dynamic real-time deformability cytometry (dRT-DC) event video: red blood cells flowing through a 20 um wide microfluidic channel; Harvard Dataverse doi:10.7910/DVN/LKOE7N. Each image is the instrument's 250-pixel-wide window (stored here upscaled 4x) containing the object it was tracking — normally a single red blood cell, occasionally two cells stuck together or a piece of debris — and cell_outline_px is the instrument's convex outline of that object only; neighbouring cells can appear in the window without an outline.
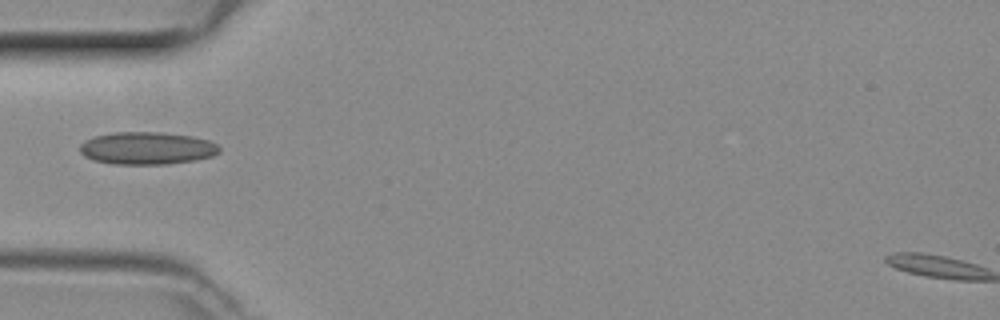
{"species": "common noctule bat (a hibernating species)", "species_latin": "Nyctalus noctula", "temperature_condition": "room temperature", "stored_images_in_passage": 29, "camera_frame_rate_fps": 3000, "um_per_image_px": 0.085, "animal": {"sex": "female", "body_mass_g": 29.2, "forearm_length_mm": 56.3}, "frame": {"image": 1, "passage_image": 1, "time_ms": 0.0, "image_size_px": [1000, 320], "cell_outline_px": [[220, 152], [212, 156], [192, 160], [168, 164], [112, 164], [92, 160], [84, 156], [80, 152], [80, 144], [84, 140], [96, 136], [112, 132], [160, 132], [192, 136], [208, 140], [216, 144], [220, 148]], "centroid_in_image_um": [12.46, 12.59], "position_along_channel_um": 72.5, "area_um2": 26.47}}
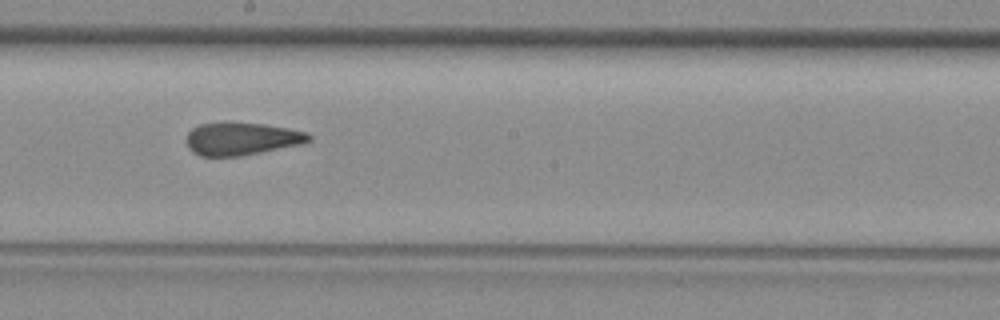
{"frame": {"image": 2, "passage_image": 12, "time_ms": 3.667, "image_size_px": [1000, 320], "cell_outline_px": [[312, 140], [300, 144], [240, 156], [200, 156], [192, 152], [188, 148], [188, 132], [192, 128], [200, 124], [264, 124], [288, 128], [308, 132], [312, 136]], "centroid_in_image_um": [20.57, 11.82], "position_along_channel_um": 227.6, "area_um2": 22.77}}
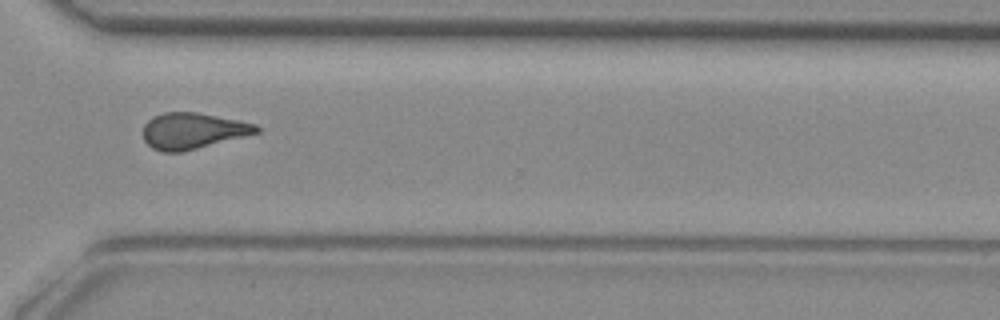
{"frame": {"image": 3, "passage_image": 21, "time_ms": 6.667, "image_size_px": [1000, 320], "cell_outline_px": [[260, 132], [180, 152], [164, 152], [152, 148], [144, 140], [144, 124], [152, 116], [164, 112], [196, 112], [256, 124], [260, 128]], "centroid_in_image_um": [16.35, 11.11], "position_along_channel_um": 354.2, "area_um2": 23.47}}